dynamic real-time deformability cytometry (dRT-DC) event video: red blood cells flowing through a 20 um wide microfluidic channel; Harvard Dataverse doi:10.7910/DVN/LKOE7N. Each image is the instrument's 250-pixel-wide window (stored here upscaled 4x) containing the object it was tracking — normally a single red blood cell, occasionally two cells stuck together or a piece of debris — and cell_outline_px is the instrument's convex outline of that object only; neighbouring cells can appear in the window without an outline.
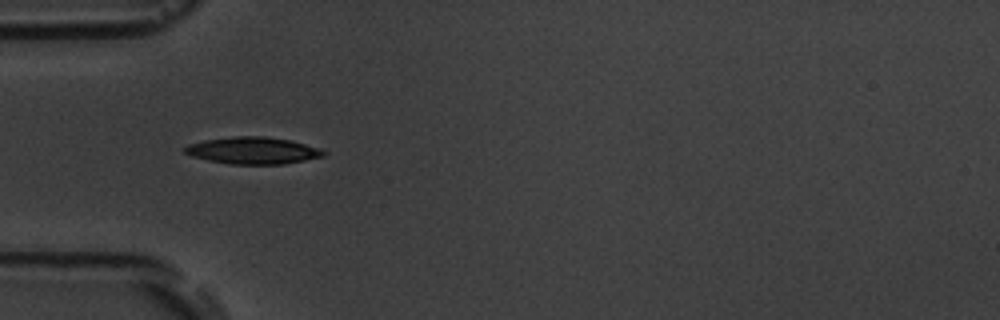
{"species": "common noctule bat (a hibernating species)", "species_latin": "Nyctalus noctula", "temperature_condition": "room temperature", "stored_images_in_passage": 4, "camera_frame_rate_fps": 3000, "um_per_image_px": 0.085, "animal": {"sex": "male", "body_mass_g": 19.5, "forearm_length_mm": 54.6}, "frame": {"image": 1, "passage_image": 1, "time_ms": 0.0, "image_size_px": [1000, 320], "cell_outline_px": [[328, 152], [324, 156], [284, 164], [228, 164], [208, 160], [192, 156], [184, 152], [180, 148], [188, 144], [204, 140], [232, 136], [264, 136], [292, 140], [320, 148]], "centroid_in_image_um": [21.48, 12.79], "position_along_channel_um": 63.5, "area_um2": 22.02}}
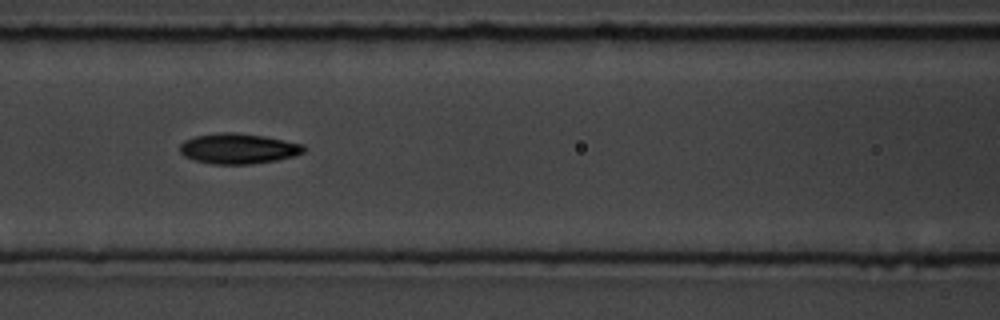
{"frame": {"image": 2, "passage_image": 3, "time_ms": 2.333, "image_size_px": [1000, 320], "cell_outline_px": [[304, 152], [296, 156], [276, 160], [252, 164], [212, 164], [196, 160], [184, 156], [180, 152], [180, 144], [184, 140], [196, 136], [220, 132], [236, 132], [264, 136], [304, 144]], "centroid_in_image_um": [20.26, 12.63], "position_along_channel_um": 146.3, "area_um2": 21.96}}
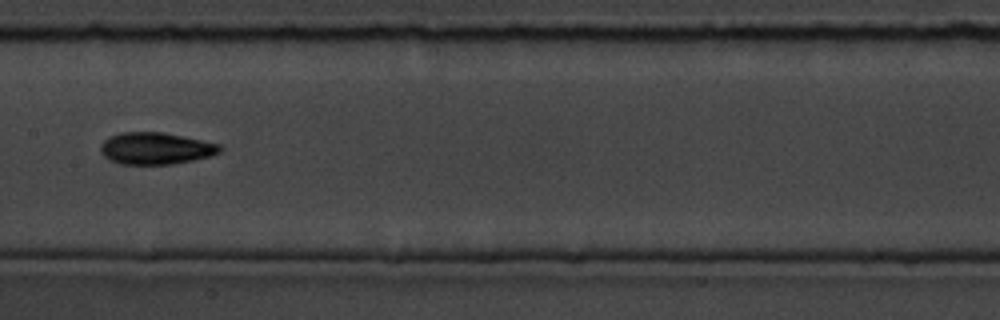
{"frame": {"image": 3, "passage_image": 4, "time_ms": 3.667, "image_size_px": [1000, 320], "cell_outline_px": [[224, 148], [220, 152], [208, 156], [192, 160], [172, 164], [120, 164], [104, 156], [100, 152], [100, 144], [108, 136], [120, 132], [164, 132], [220, 144]], "centroid_in_image_um": [13.21, 12.6], "position_along_channel_um": 194.2, "area_um2": 22.2}}